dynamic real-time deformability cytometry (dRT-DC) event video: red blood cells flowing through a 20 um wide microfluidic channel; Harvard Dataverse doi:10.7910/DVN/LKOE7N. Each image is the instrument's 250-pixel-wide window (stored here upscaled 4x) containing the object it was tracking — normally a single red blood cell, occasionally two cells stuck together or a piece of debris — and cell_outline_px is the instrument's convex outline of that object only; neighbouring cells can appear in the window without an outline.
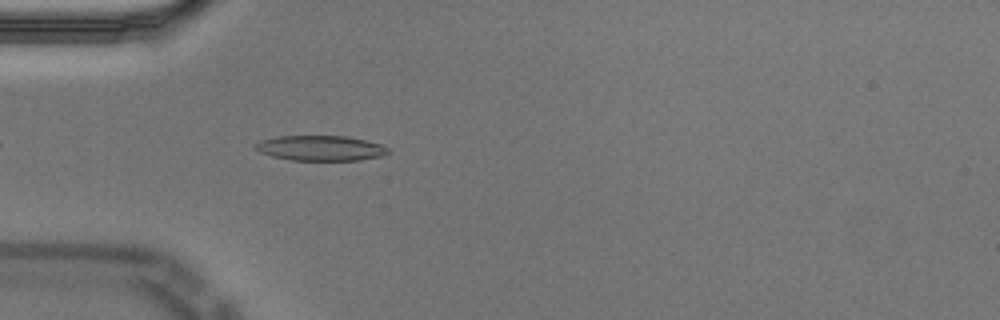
{"species": "Egyptian fruit bat (a non-hibernating species)", "species_latin": "Rousettus aegyptiacus", "temperature_condition": "cold", "stored_images_in_passage": 45, "segment_of_instrument_passage": [1, 2], "camera_frame_rate_fps": 3000, "um_per_image_px": 0.085, "animal": {"sex": "male"}, "frame": {"image": 1, "passage_image": 5, "time_ms": 1.333, "image_size_px": [1000, 320], "cell_outline_px": [[388, 152], [380, 156], [360, 160], [292, 160], [272, 156], [260, 152], [252, 148], [252, 144], [260, 140], [276, 136], [348, 136], [380, 144], [388, 148]], "centroid_in_image_um": [27.17, 12.58], "position_along_channel_um": 57.8, "area_um2": 19.48}}
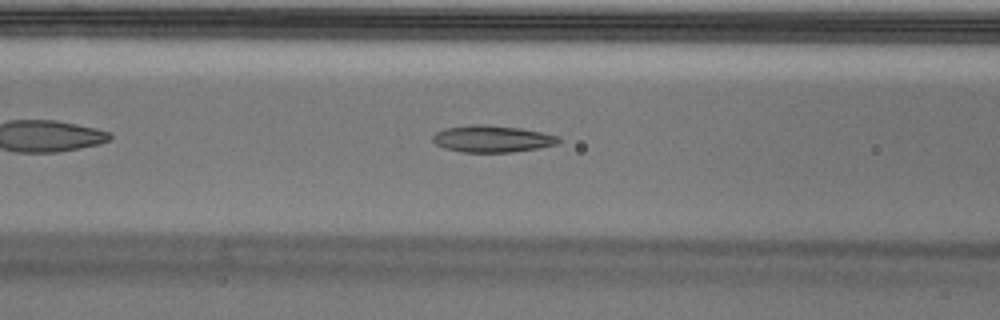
{"frame": {"image": 2, "passage_image": 11, "time_ms": 3.333, "image_size_px": [1000, 320], "cell_outline_px": [[564, 140], [556, 144], [536, 148], [512, 152], [460, 152], [444, 148], [436, 144], [432, 140], [432, 136], [436, 132], [444, 128], [472, 124], [488, 124], [520, 128], [560, 136]], "centroid_in_image_um": [41.82, 11.79], "position_along_channel_um": 124.8, "area_um2": 19.83}}
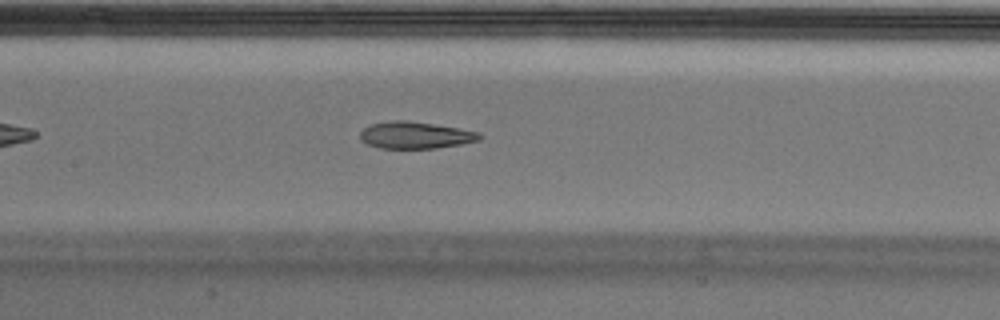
{"frame": {"image": 3, "passage_image": 15, "time_ms": 4.667, "image_size_px": [1000, 320], "cell_outline_px": [[484, 136], [480, 140], [460, 144], [436, 148], [380, 148], [368, 144], [360, 140], [360, 132], [368, 124], [392, 120], [408, 120], [480, 132]], "centroid_in_image_um": [35.29, 11.48], "position_along_channel_um": 172.1, "area_um2": 18.73}}